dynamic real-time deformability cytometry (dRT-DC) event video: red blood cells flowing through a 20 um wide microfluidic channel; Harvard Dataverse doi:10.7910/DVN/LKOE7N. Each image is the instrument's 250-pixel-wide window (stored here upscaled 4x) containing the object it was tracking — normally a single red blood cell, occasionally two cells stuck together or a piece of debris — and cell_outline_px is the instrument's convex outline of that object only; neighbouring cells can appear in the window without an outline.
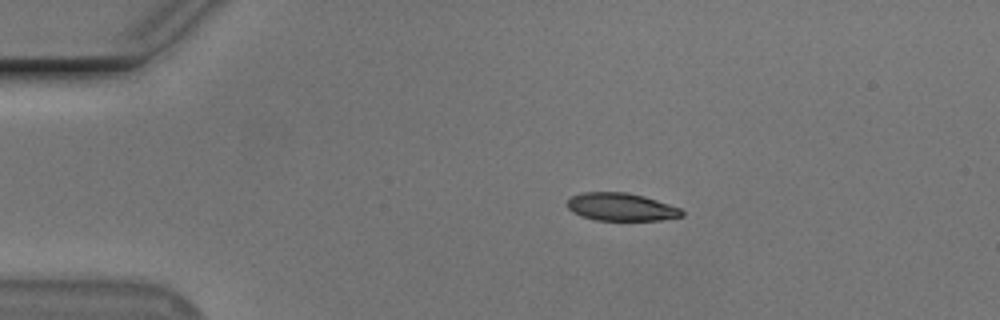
{"species": "Egyptian fruit bat (a non-hibernating species)", "species_latin": "Rousettus aegyptiacus", "temperature_condition": "cold", "stored_images_in_passage": 45, "camera_frame_rate_fps": 3000, "um_per_image_px": 0.085, "animal": {"sex": "male"}, "frame": {"image": 1, "passage_image": 1, "time_ms": 0.0, "image_size_px": [1000, 320], "cell_outline_px": [[684, 216], [660, 220], [596, 220], [580, 216], [572, 212], [568, 208], [568, 200], [572, 196], [584, 192], [628, 192], [644, 196], [680, 208], [684, 212]], "centroid_in_image_um": [52.79, 17.59], "position_along_channel_um": 32.2, "area_um2": 18.55}}
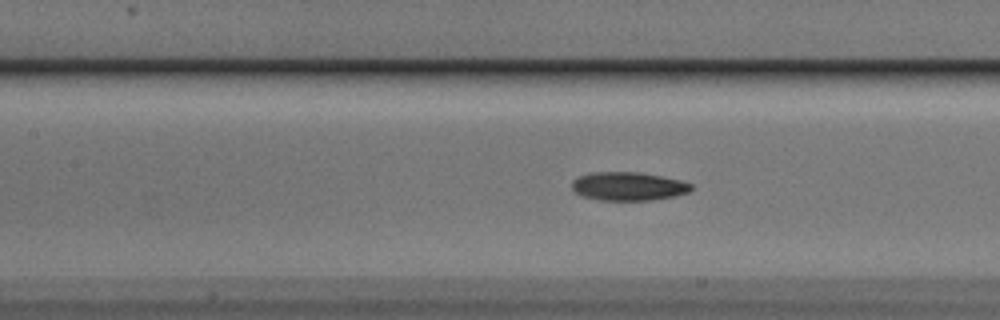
{"frame": {"image": 2, "passage_image": 15, "time_ms": 4.667, "image_size_px": [1000, 320], "cell_outline_px": [[692, 188], [688, 192], [676, 196], [648, 200], [600, 200], [584, 196], [576, 192], [572, 188], [572, 180], [580, 176], [592, 172], [640, 172], [680, 180], [692, 184]], "centroid_in_image_um": [53.41, 15.83], "position_along_channel_um": 154.0, "area_um2": 19.65}}
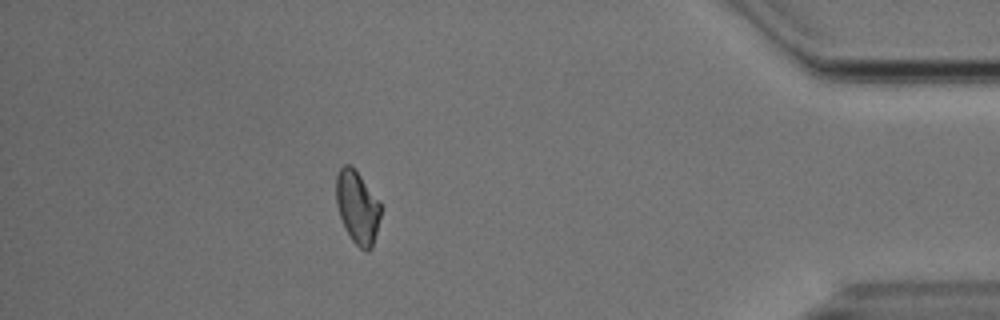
{"frame": {"image": 3, "passage_image": 39, "time_ms": 12.667, "image_size_px": [1000, 320], "cell_outline_px": [[380, 216], [372, 248], [368, 252], [364, 252], [352, 240], [340, 216], [336, 204], [336, 176], [340, 168], [344, 164], [352, 164], [356, 168], [380, 200]], "centroid_in_image_um": [30.38, 17.56], "position_along_channel_um": 404.8, "area_um2": 19.13}, "authors_computed_cell_mechanics": {"area_um2": 19.363, "velocity_mm_per_s": 3.7051, "shape_relaxation_time_tau1_ms": 9.1516, "shape_relaxation_time_tau2_ms": 6.6336, "deformation_change_tau1": 0.1985, "deformation_change_tau2": 0.1237}}